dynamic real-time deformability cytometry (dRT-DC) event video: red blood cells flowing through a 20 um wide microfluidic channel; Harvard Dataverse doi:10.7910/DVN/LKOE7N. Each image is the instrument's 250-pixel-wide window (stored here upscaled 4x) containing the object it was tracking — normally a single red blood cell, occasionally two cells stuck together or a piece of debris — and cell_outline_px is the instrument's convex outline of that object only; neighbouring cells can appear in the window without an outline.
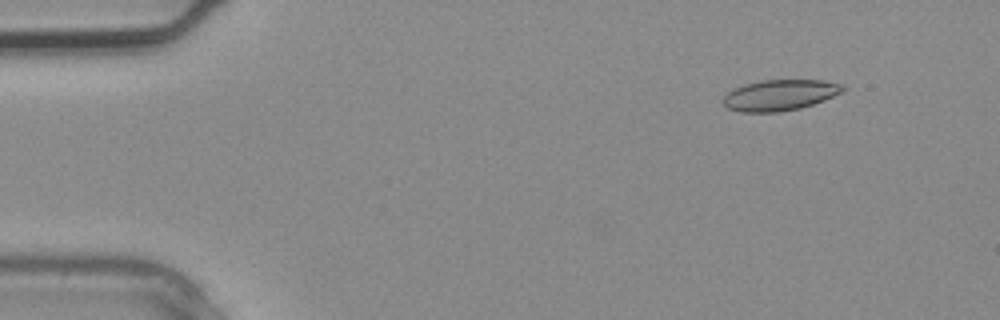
{"species": "common noctule bat (a hibernating species)", "species_latin": "Nyctalus noctula", "temperature_condition": "warm", "stored_images_in_passage": 2, "camera_frame_rate_fps": 3000, "um_per_image_px": 0.085, "animal": {"sex": "male", "body_mass_g": 20.4}, "frame": {"image": 1, "passage_image": 1, "time_ms": 0.0, "image_size_px": [1000, 320], "cell_outline_px": [[844, 92], [824, 100], [800, 108], [780, 112], [740, 112], [728, 108], [724, 104], [724, 96], [728, 92], [744, 84], [760, 80], [824, 80], [840, 84], [844, 88]], "centroid_in_image_um": [66.29, 8.08], "position_along_channel_um": 18.7, "area_um2": 21.44}}